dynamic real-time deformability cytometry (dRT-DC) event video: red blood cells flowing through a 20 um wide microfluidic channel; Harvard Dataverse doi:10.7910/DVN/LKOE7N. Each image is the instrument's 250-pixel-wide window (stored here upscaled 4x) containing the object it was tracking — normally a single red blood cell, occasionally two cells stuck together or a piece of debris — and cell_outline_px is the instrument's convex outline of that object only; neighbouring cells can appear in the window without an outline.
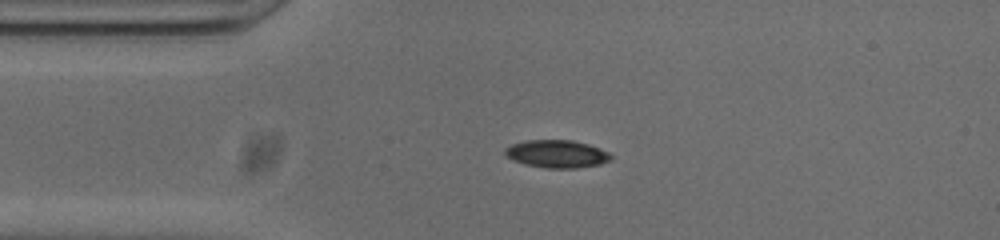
{"species": "common noctule bat (a hibernating species)", "species_latin": "Nyctalus noctula", "temperature_condition": "cold", "stored_images_in_passage": 42, "camera_frame_rate_fps": 3000, "um_per_image_px": 0.085, "animal": {"sex": "male", "body_mass_g": 20.0, "forearm_length_mm": 53.3}, "frame": {"image": 1, "passage_image": 1, "time_ms": 0.0, "image_size_px": [1000, 240], "cell_outline_px": [[612, 160], [600, 164], [576, 168], [548, 168], [524, 164], [508, 156], [504, 152], [504, 148], [512, 144], [528, 140], [572, 140], [588, 144], [600, 148], [608, 152], [612, 156]], "centroid_in_image_um": [47.37, 13.08], "position_along_channel_um": 37.6, "area_um2": 16.99}}
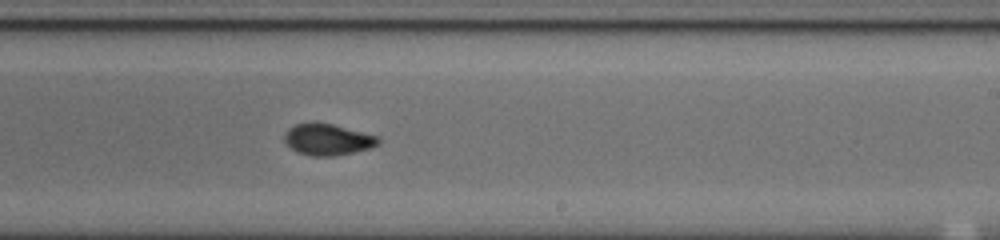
{"frame": {"image": 2, "passage_image": 20, "time_ms": 6.333, "image_size_px": [1000, 240], "cell_outline_px": [[380, 144], [372, 148], [336, 156], [312, 156], [300, 152], [292, 148], [284, 140], [284, 132], [288, 128], [296, 124], [312, 120], [332, 124], [380, 136]], "centroid_in_image_um": [27.88, 11.83], "position_along_channel_um": 261.1, "area_um2": 17.51}}
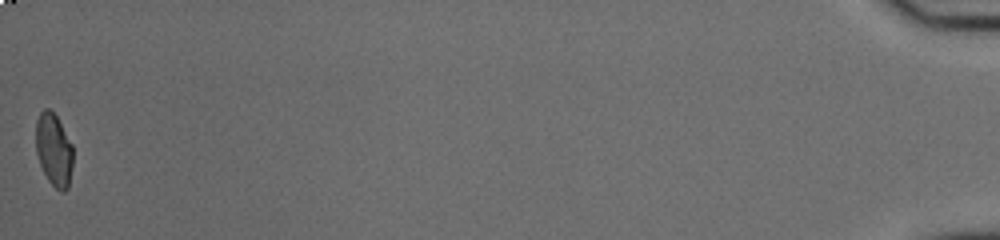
{"frame": {"image": 3, "passage_image": 42, "time_ms": 13.667, "image_size_px": [1000, 240], "cell_outline_px": [[72, 164], [68, 188], [64, 192], [60, 192], [48, 180], [40, 164], [36, 152], [36, 120], [40, 112], [44, 108], [48, 108], [56, 116], [72, 144]], "centroid_in_image_um": [4.57, 12.74], "position_along_channel_um": 430.6, "area_um2": 15.61}, "authors_computed_cell_mechanics": {"area_um2": 17.2244, "velocity_mm_per_s": 3.841, "shape_relaxation_time_tau1_ms": null, "shape_relaxation_time_tau2_ms": 1.707, "deformation_change_tau1": null, "deformation_change_tau2": 0.052}}